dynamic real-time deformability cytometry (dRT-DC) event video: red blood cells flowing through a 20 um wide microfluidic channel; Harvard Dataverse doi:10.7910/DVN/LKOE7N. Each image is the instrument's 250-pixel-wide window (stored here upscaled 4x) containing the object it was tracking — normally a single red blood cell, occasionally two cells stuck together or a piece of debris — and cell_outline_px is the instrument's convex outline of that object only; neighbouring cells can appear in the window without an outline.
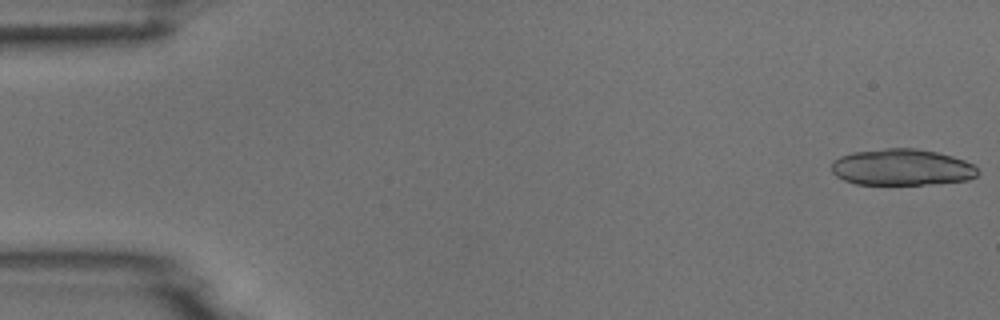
{"species": "common noctule bat (a hibernating species)", "species_latin": "Nyctalus noctula", "temperature_condition": "room temperature", "stored_images_in_passage": 16, "camera_frame_rate_fps": 3000, "um_per_image_px": 0.085, "animal": {"sex": "male", "body_mass_g": 18.8}, "frame": {"image": 1, "passage_image": 1, "time_ms": 0.0, "image_size_px": [1000, 320], "cell_outline_px": [[980, 172], [976, 176], [968, 180], [932, 184], [856, 184], [844, 180], [836, 176], [832, 172], [832, 160], [840, 156], [852, 152], [888, 148], [916, 148], [936, 152], [952, 156], [964, 160], [972, 164]], "centroid_in_image_um": [76.65, 14.22], "position_along_channel_um": 8.4, "area_um2": 31.1}}